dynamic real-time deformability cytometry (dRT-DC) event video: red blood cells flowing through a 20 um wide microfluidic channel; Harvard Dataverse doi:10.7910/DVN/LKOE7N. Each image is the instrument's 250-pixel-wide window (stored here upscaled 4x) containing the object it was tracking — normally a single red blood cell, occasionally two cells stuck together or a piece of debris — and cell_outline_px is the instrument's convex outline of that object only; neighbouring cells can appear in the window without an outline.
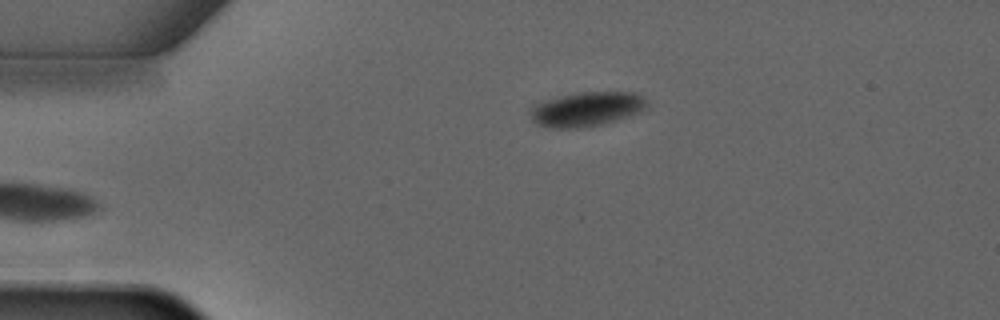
{"species": "common noctule bat (a hibernating species)", "species_latin": "Nyctalus noctula", "temperature_condition": "warm", "stored_images_in_passage": 3, "camera_frame_rate_fps": 3000, "um_per_image_px": 0.085, "animal": {"sex": "male", "forearm_length_mm": 52.5}, "frame": {"image": 1, "passage_image": 3, "time_ms": 2.333, "image_size_px": [1000, 320], "cell_outline_px": [[648, 104], [640, 112], [628, 116], [600, 124], [580, 128], [548, 128], [536, 124], [532, 120], [528, 112], [536, 104], [544, 100], [580, 92], [636, 92], [644, 96]], "centroid_in_image_um": [49.85, 9.27], "position_along_channel_um": 35.2, "area_um2": 23.35}}